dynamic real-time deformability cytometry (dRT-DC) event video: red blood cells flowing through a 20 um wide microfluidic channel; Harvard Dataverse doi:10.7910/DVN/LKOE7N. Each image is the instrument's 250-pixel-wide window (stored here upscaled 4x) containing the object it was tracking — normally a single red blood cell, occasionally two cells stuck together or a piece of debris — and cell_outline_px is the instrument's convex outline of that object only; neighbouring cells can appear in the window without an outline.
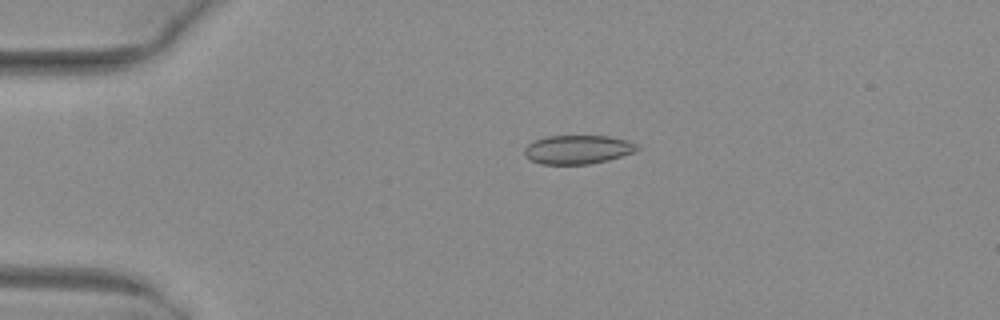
{"species": "common noctule bat (a hibernating species)", "species_latin": "Nyctalus noctula", "temperature_condition": "warm", "stored_images_in_passage": 52, "camera_frame_rate_fps": 3000, "um_per_image_px": 0.085, "animal": {"sex": "female", "body_mass_g": 29.2, "forearm_length_mm": 56.3}, "frame": {"image": 1, "passage_image": 12, "time_ms": 3.667, "image_size_px": [1000, 320], "cell_outline_px": [[640, 148], [636, 152], [608, 160], [588, 164], [540, 164], [524, 156], [524, 148], [528, 144], [536, 140], [548, 136], [608, 136], [624, 140], [636, 144]], "centroid_in_image_um": [49.1, 12.72], "position_along_channel_um": 35.9, "area_um2": 18.84}}
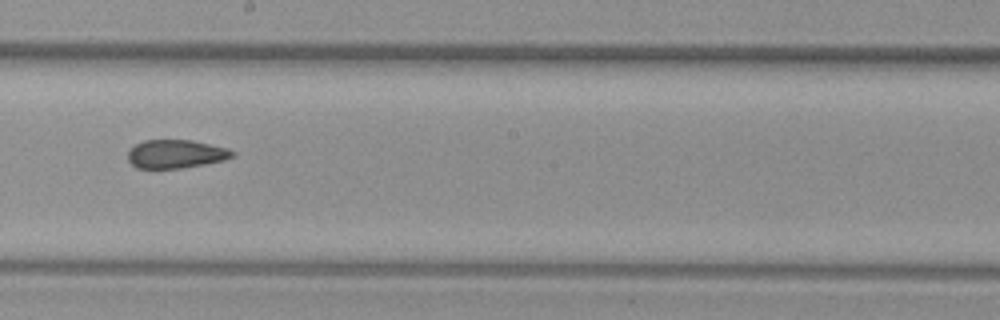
{"frame": {"image": 2, "passage_image": 30, "time_ms": 9.667, "image_size_px": [1000, 320], "cell_outline_px": [[236, 152], [232, 156], [224, 160], [204, 164], [180, 168], [136, 168], [128, 160], [128, 148], [144, 140], [192, 140], [228, 148]], "centroid_in_image_um": [14.92, 13.08], "position_along_channel_um": 233.3, "area_um2": 17.34}}
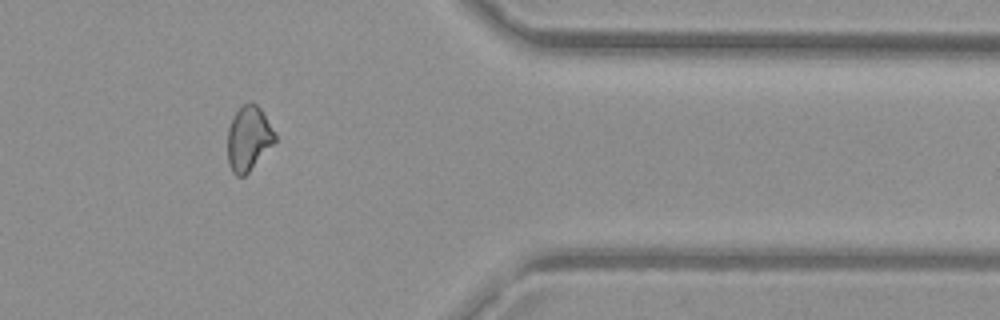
{"frame": {"image": 3, "passage_image": 43, "time_ms": 14.0, "image_size_px": [1000, 320], "cell_outline_px": [[276, 140], [248, 172], [244, 176], [236, 176], [232, 172], [228, 164], [228, 128], [236, 112], [248, 100], [252, 100], [260, 108], [276, 136]], "centroid_in_image_um": [21.1, 11.76], "position_along_channel_um": 390.3, "area_um2": 17.51}, "authors_computed_cell_mechanics": {"area_um2": 18.7561, "velocity_mm_per_s": 4.0474, "shape_relaxation_time_tau1_ms": null, "shape_relaxation_time_tau2_ms": 2.6708, "deformation_change_tau1": null, "deformation_change_tau2": 0.0666}}